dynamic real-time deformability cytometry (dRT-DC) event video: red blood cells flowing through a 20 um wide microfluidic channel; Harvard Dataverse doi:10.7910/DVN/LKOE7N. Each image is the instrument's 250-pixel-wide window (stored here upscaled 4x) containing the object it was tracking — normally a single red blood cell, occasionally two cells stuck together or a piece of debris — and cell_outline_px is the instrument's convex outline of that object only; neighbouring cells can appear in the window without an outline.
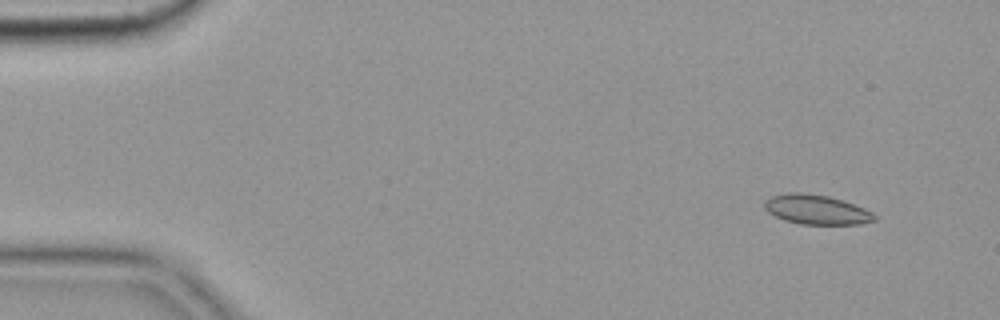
{"species": "common noctule bat (a hibernating species)", "species_latin": "Nyctalus noctula", "temperature_condition": "cold", "stored_images_in_passage": 53, "camera_frame_rate_fps": 3000, "um_per_image_px": 0.085, "animal": {"sex": "female", "body_mass_g": 19.9}, "frame": {"image": 1, "passage_image": 2, "time_ms": 0.333, "image_size_px": [1000, 320], "cell_outline_px": [[876, 220], [860, 224], [800, 224], [784, 220], [768, 212], [764, 208], [764, 200], [772, 196], [788, 192], [800, 192], [828, 196], [864, 208], [872, 212], [876, 216]], "centroid_in_image_um": [69.37, 17.82], "position_along_channel_um": 15.6, "area_um2": 18.84}}
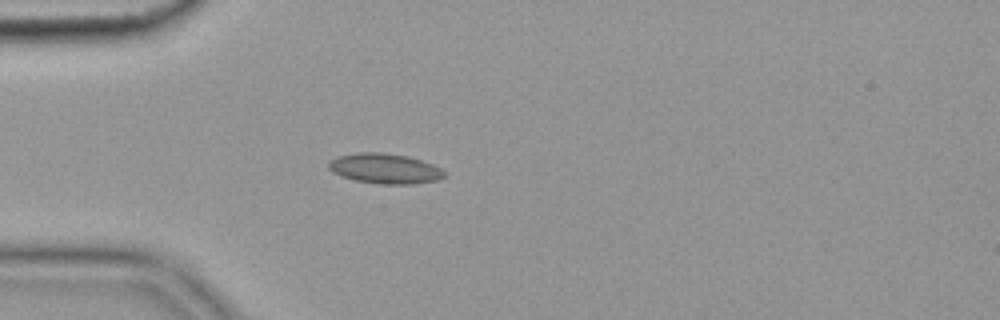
{"frame": {"image": 2, "passage_image": 13, "time_ms": 4.0, "image_size_px": [1000, 320], "cell_outline_px": [[448, 176], [440, 180], [416, 184], [380, 184], [356, 180], [332, 172], [328, 168], [328, 160], [336, 156], [360, 152], [380, 152], [408, 156], [432, 164], [440, 168]], "centroid_in_image_um": [32.73, 14.33], "position_along_channel_um": 52.3, "area_um2": 20.46}}
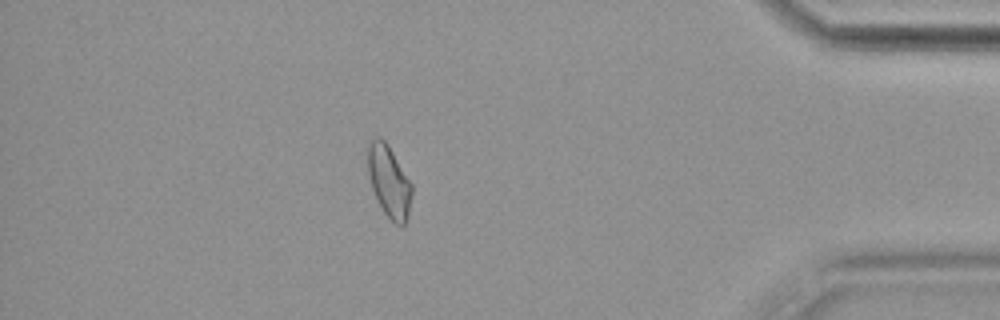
{"frame": {"image": 3, "passage_image": 46, "time_ms": 15.0, "image_size_px": [1000, 320], "cell_outline_px": [[412, 196], [408, 216], [404, 224], [396, 224], [384, 212], [372, 188], [368, 172], [364, 148], [376, 136], [380, 136], [388, 144], [412, 184]], "centroid_in_image_um": [33.03, 15.33], "position_along_channel_um": 402.2, "area_um2": 18.55}, "authors_computed_cell_mechanics": {"area_um2": 18.3804, "velocity_mm_per_s": 3.6352, "shape_relaxation_time_tau1_ms": null, "shape_relaxation_time_tau2_ms": 3.1521, "deformation_change_tau1": null, "deformation_change_tau2": 0.0735}}